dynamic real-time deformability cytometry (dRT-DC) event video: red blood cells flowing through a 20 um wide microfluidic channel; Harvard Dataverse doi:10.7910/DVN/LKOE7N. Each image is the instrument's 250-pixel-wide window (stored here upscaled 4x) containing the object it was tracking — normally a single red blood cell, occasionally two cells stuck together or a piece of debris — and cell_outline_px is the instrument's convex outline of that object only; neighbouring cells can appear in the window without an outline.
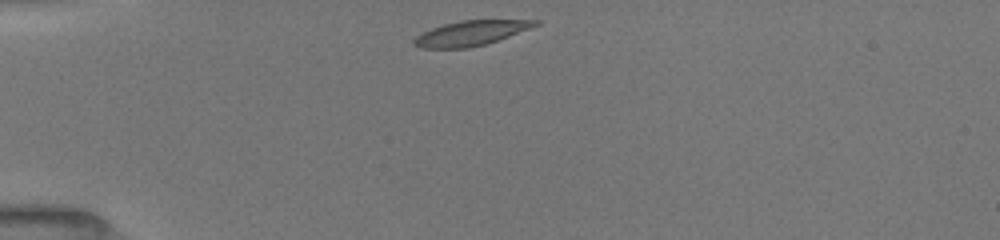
{"species": "common noctule bat (a hibernating species)", "species_latin": "Nyctalus noctula", "temperature_condition": "room temperature", "stored_images_in_passage": 39, "camera_frame_rate_fps": 3000, "um_per_image_px": 0.085, "animal": {"sex": "female", "body_mass_g": 19.5, "forearm_length_mm": 54.1}, "frame": {"image": 1, "passage_image": 1, "time_ms": 0.0, "image_size_px": [1000, 240], "cell_outline_px": [[540, 24], [508, 36], [484, 44], [468, 48], [420, 48], [412, 44], [412, 40], [416, 36], [432, 28], [444, 24], [460, 20], [540, 20]], "centroid_in_image_um": [39.97, 2.82], "position_along_channel_um": 45.0, "area_um2": 17.34}}
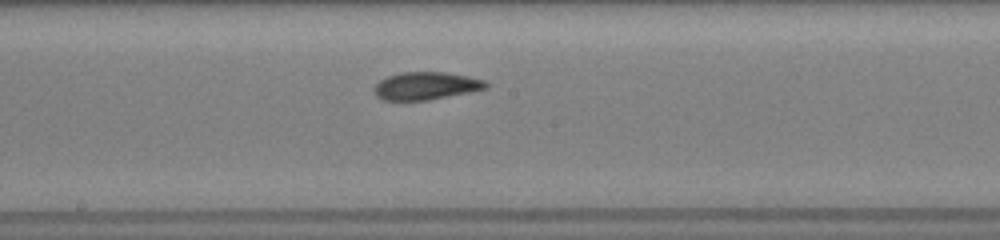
{"frame": {"image": 2, "passage_image": 16, "time_ms": 5.0, "image_size_px": [1000, 240], "cell_outline_px": [[488, 88], [428, 100], [384, 100], [376, 96], [372, 92], [372, 88], [380, 80], [388, 76], [400, 72], [444, 72], [468, 76], [484, 80], [488, 84]], "centroid_in_image_um": [36.16, 7.29], "position_along_channel_um": 212.0, "area_um2": 18.03}}
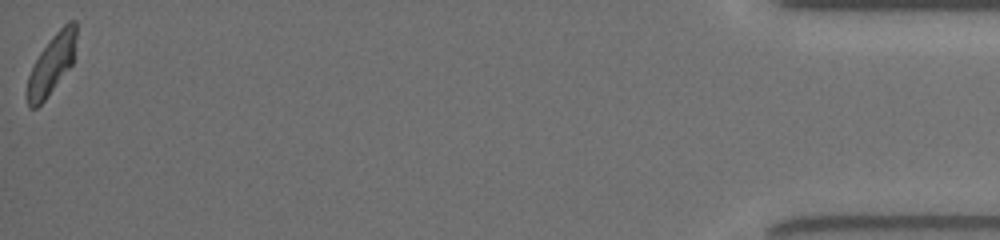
{"frame": {"image": 3, "passage_image": 39, "time_ms": 12.667, "image_size_px": [1000, 240], "cell_outline_px": [[76, 36], [72, 64], [44, 100], [36, 108], [28, 108], [24, 92], [28, 76], [40, 52], [52, 36], [68, 20], [76, 20]], "centroid_in_image_um": [4.34, 5.49], "position_along_channel_um": 430.9, "area_um2": 16.99}, "authors_computed_cell_mechanics": {"area_um2": 17.918, "velocity_mm_per_s": 3.9765, "shape_relaxation_time_tau1_ms": 3.8075, "shape_relaxation_time_tau2_ms": 2.26, "deformation_change_tau1": 0.154, "deformation_change_tau2": 0.0743}}